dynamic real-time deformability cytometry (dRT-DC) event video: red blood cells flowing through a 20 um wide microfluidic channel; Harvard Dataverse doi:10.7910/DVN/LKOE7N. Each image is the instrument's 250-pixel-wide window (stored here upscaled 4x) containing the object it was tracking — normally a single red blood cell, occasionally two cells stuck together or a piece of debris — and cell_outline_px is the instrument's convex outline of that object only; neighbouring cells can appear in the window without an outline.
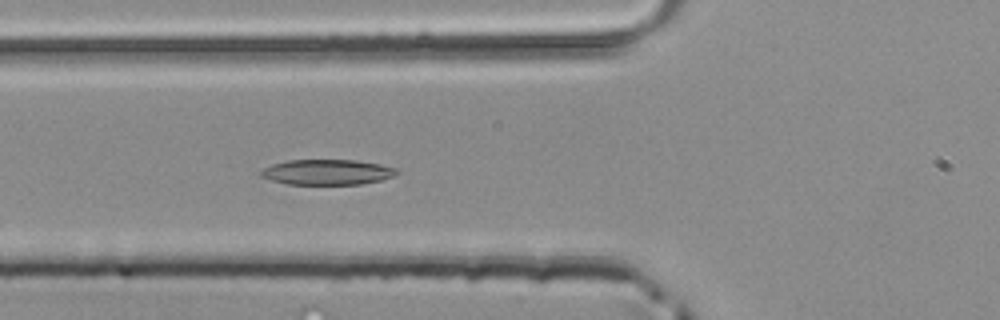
{"species": "common noctule bat (a hibernating species)", "species_latin": "Nyctalus noctula", "temperature_condition": "room temperature", "stored_images_in_passage": 31, "camera_frame_rate_fps": 3000, "um_per_image_px": 0.085, "animal": {"sex": "male", "body_mass_g": 20.4}, "frame": {"image": 1, "passage_image": 7, "time_ms": 2.0, "image_size_px": [1000, 320], "cell_outline_px": [[396, 172], [392, 176], [380, 180], [360, 184], [288, 184], [272, 180], [260, 176], [260, 172], [264, 168], [272, 164], [288, 160], [356, 160], [380, 164], [396, 168]], "centroid_in_image_um": [27.78, 14.62], "position_along_channel_um": 98.0, "area_um2": 19.83}}
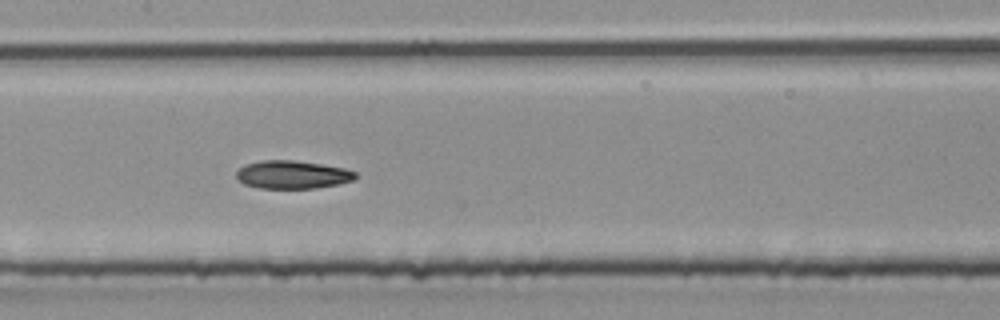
{"frame": {"image": 2, "passage_image": 13, "time_ms": 4.0, "image_size_px": [1000, 320], "cell_outline_px": [[356, 176], [352, 180], [340, 184], [316, 188], [260, 188], [244, 184], [236, 176], [236, 172], [244, 164], [260, 160], [292, 160], [320, 164], [344, 168], [356, 172]], "centroid_in_image_um": [24.84, 14.84], "position_along_channel_um": 182.6, "area_um2": 19.42}}
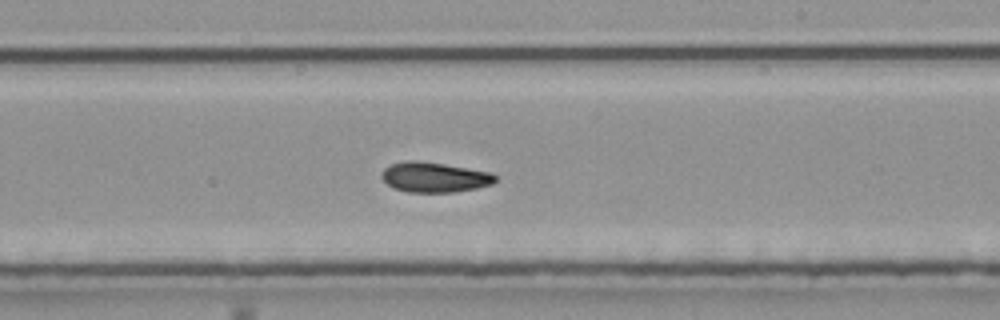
{"frame": {"image": 3, "passage_image": 18, "time_ms": 5.667, "image_size_px": [1000, 320], "cell_outline_px": [[496, 180], [492, 184], [476, 188], [452, 192], [408, 192], [392, 188], [380, 176], [380, 172], [384, 168], [392, 164], [408, 160], [416, 160], [444, 164], [492, 172], [496, 176]], "centroid_in_image_um": [36.91, 15.06], "position_along_channel_um": 252.1, "area_um2": 19.94}}